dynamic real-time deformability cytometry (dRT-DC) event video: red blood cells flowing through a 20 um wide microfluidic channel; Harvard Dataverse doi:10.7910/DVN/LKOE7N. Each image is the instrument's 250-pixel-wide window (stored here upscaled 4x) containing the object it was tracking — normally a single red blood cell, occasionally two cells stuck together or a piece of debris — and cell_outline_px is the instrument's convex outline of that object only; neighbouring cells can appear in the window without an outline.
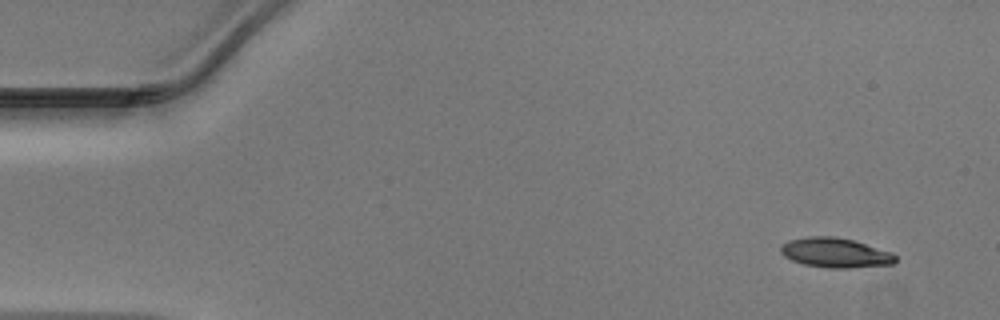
{"species": "Egyptian fruit bat (a non-hibernating species)", "species_latin": "Rousettus aegyptiacus", "temperature_condition": "warm", "stored_images_in_passage": 12, "camera_frame_rate_fps": 3000, "um_per_image_px": 0.085, "animal": {"sex": "male"}, "frame": {"image": 1, "passage_image": 1, "time_ms": 0.0, "image_size_px": [1000, 320], "cell_outline_px": [[896, 260], [892, 264], [848, 268], [828, 268], [804, 264], [792, 260], [784, 256], [780, 252], [780, 244], [788, 240], [808, 236], [836, 236], [852, 240], [892, 252], [896, 256]], "centroid_in_image_um": [70.96, 21.47], "position_along_channel_um": 14.0, "area_um2": 19.88}}
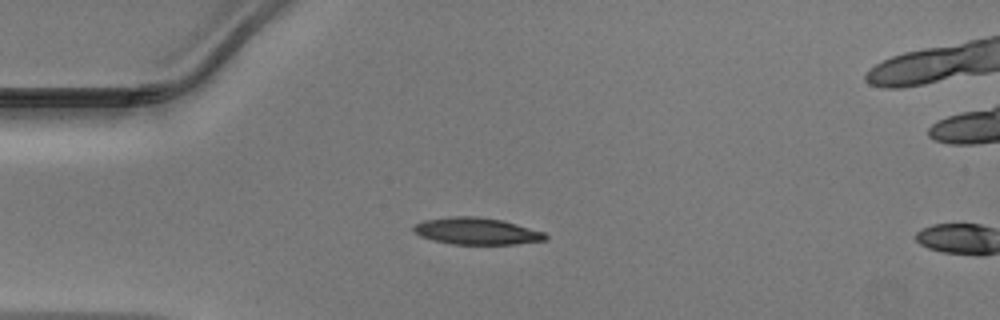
{"frame": {"image": 2, "passage_image": 10, "time_ms": 3.0, "image_size_px": [1000, 320], "cell_outline_px": [[548, 240], [516, 244], [452, 244], [432, 240], [420, 236], [412, 232], [412, 224], [424, 220], [452, 216], [476, 216], [504, 220], [544, 232], [548, 236]], "centroid_in_image_um": [40.49, 19.64], "position_along_channel_um": 44.5, "area_um2": 20.92}}